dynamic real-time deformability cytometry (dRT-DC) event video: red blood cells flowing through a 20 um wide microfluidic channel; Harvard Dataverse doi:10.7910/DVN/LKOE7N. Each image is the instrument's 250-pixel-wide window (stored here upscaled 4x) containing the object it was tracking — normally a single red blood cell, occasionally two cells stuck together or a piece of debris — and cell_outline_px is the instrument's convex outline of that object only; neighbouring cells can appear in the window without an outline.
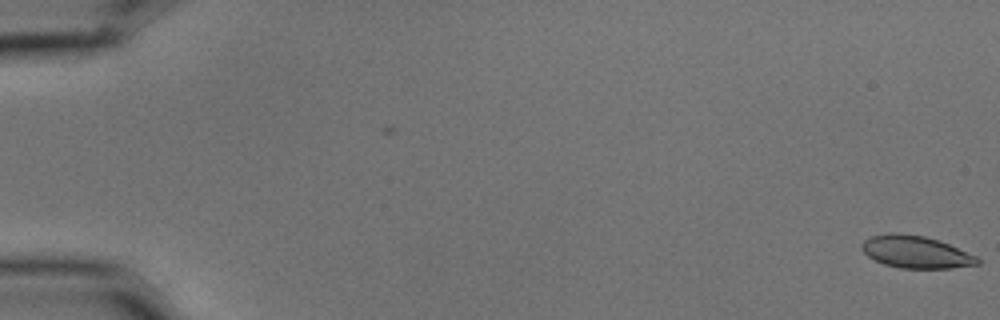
{"species": "common noctule bat (a hibernating species)", "species_latin": "Nyctalus noctula", "temperature_condition": "cold", "stored_images_in_passage": 58, "camera_frame_rate_fps": 3000, "um_per_image_px": 0.085, "animal": {"sex": "male", "body_mass_g": 15.6}, "frame": {"image": 1, "passage_image": 1, "time_ms": 0.0, "image_size_px": [1000, 320], "cell_outline_px": [[980, 264], [952, 268], [900, 268], [884, 264], [868, 256], [860, 248], [860, 244], [864, 240], [872, 236], [888, 232], [896, 232], [924, 236], [948, 244], [976, 256], [980, 260]], "centroid_in_image_um": [77.81, 21.41], "position_along_channel_um": 7.2, "area_um2": 21.68}}
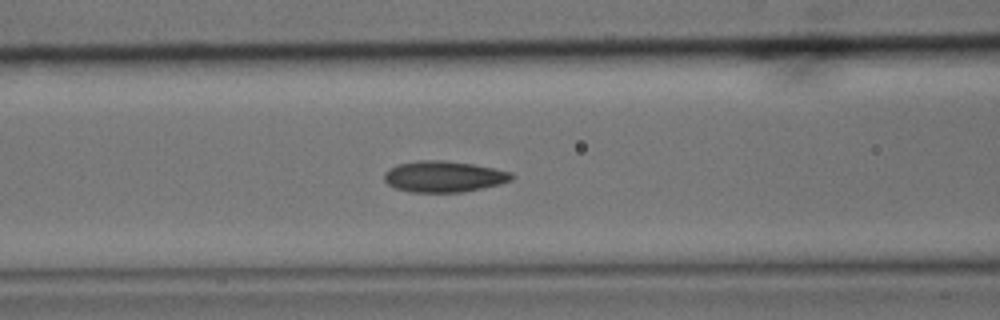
{"frame": {"image": 2, "passage_image": 25, "time_ms": 8.0, "image_size_px": [1000, 320], "cell_outline_px": [[516, 176], [512, 180], [500, 184], [460, 192], [412, 192], [396, 188], [388, 184], [384, 180], [384, 172], [388, 168], [396, 164], [416, 160], [444, 160], [472, 164], [496, 168], [512, 172]], "centroid_in_image_um": [37.72, 14.99], "position_along_channel_um": 128.9, "area_um2": 23.29}}
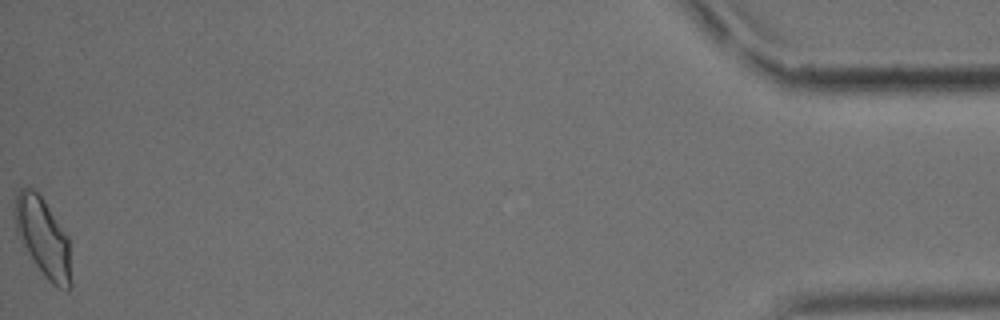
{"frame": {"image": 3, "passage_image": 58, "time_ms": 19.0, "image_size_px": [1000, 320], "cell_outline_px": [[72, 284], [68, 288], [60, 288], [52, 284], [44, 276], [32, 260], [16, 232], [16, 196], [20, 188], [28, 184], [40, 196], [68, 236]], "centroid_in_image_um": [3.67, 20.19], "position_along_channel_um": 431.5, "area_um2": 25.32}, "authors_computed_cell_mechanics": {"area_um2": 22.542, "velocity_mm_per_s": 3.5583, "shape_relaxation_time_tau1_ms": 5.2135, "shape_relaxation_time_tau2_ms": 1.9211, "deformation_change_tau1": 0.1287, "deformation_change_tau2": 0.0654}}